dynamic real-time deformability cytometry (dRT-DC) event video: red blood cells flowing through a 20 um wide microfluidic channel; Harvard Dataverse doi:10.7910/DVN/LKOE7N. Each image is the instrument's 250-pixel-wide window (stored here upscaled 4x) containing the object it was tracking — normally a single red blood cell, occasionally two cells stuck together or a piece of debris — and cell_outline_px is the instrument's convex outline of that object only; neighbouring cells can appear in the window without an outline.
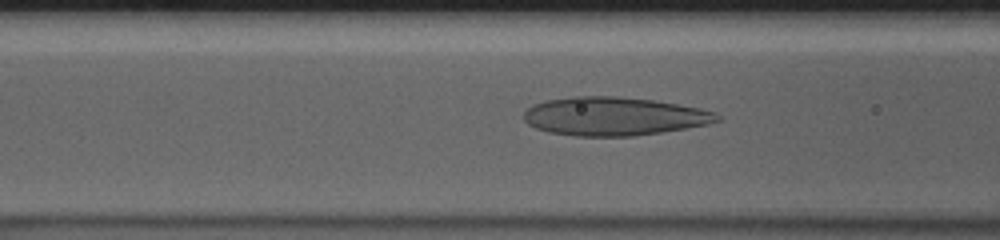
{"species": "human", "species_latin": "Homo sapiens", "temperature_condition": "cold", "stored_images_in_passage": 52, "camera_frame_rate_fps": 3000, "um_per_image_px": 0.085, "donor": {"sex": "male"}, "frame": {"image": 1, "passage_image": 19, "time_ms": 6.0, "image_size_px": [1000, 240], "cell_outline_px": [[720, 120], [708, 124], [660, 132], [632, 136], [576, 136], [548, 132], [536, 128], [528, 124], [524, 120], [524, 112], [532, 104], [548, 100], [576, 96], [620, 96], [652, 100], [700, 108], [716, 112], [720, 116]], "centroid_in_image_um": [52.17, 9.88], "position_along_channel_um": 114.4, "area_um2": 43.18}}
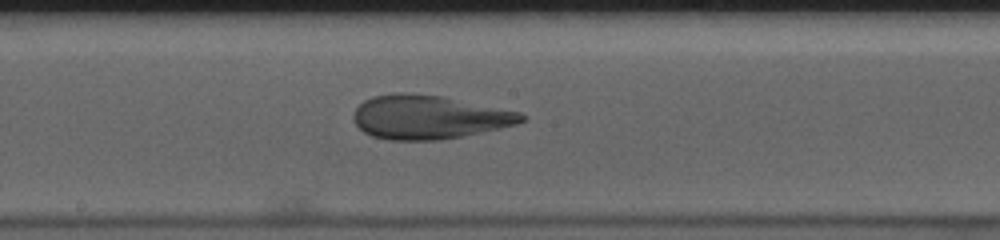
{"frame": {"image": 2, "passage_image": 27, "time_ms": 8.667, "image_size_px": [1000, 240], "cell_outline_px": [[528, 116], [524, 120], [516, 124], [500, 128], [464, 136], [440, 140], [388, 140], [372, 136], [364, 132], [356, 124], [352, 116], [356, 108], [364, 100], [372, 96], [392, 92], [412, 92], [444, 96], [520, 112]], "centroid_in_image_um": [36.44, 9.94], "position_along_channel_um": 211.8, "area_um2": 43.23}}
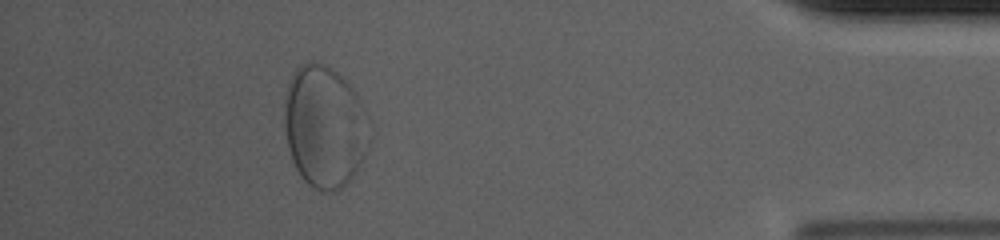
{"frame": {"image": 3, "passage_image": 47, "time_ms": 15.333, "image_size_px": [1000, 240], "cell_outline_px": [[368, 144], [364, 156], [356, 172], [340, 188], [332, 192], [320, 192], [312, 188], [300, 176], [292, 160], [288, 148], [284, 124], [284, 96], [292, 72], [300, 64], [308, 60], [312, 60], [324, 64], [336, 72], [356, 92], [368, 116]], "centroid_in_image_um": [27.55, 10.75], "position_along_channel_um": 407.6, "area_um2": 60.86}}